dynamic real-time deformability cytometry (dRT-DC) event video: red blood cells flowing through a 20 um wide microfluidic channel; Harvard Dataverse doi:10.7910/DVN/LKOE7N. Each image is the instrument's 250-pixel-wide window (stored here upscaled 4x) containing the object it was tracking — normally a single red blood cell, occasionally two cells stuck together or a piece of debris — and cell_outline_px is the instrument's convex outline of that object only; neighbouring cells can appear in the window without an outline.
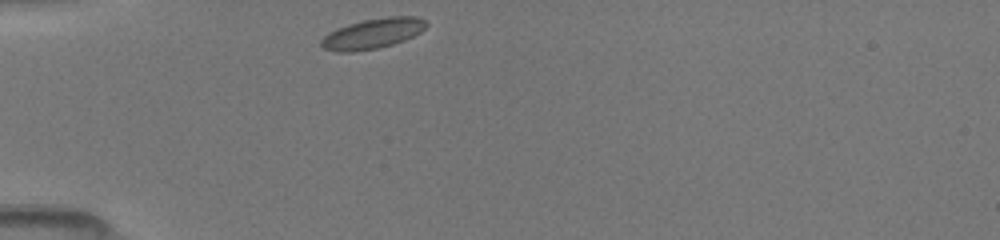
{"species": "common noctule bat (a hibernating species)", "species_latin": "Nyctalus noctula", "temperature_condition": "room temperature", "stored_images_in_passage": 20, "camera_frame_rate_fps": 3000, "um_per_image_px": 0.085, "animal": {"sex": "female", "body_mass_g": 19.5, "forearm_length_mm": 54.1}, "frame": {"image": 1, "passage_image": 1, "time_ms": 0.0, "image_size_px": [1000, 240], "cell_outline_px": [[428, 24], [420, 32], [404, 40], [392, 44], [376, 48], [352, 52], [336, 52], [324, 48], [320, 44], [320, 40], [328, 32], [348, 24], [364, 20], [388, 16], [416, 16], [424, 20]], "centroid_in_image_um": [31.66, 2.85], "position_along_channel_um": 53.3, "area_um2": 18.38}}
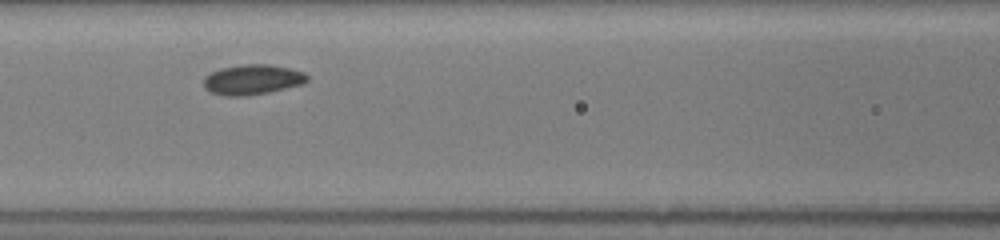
{"frame": {"image": 2, "passage_image": 14, "time_ms": 2.667, "image_size_px": [1000, 240], "cell_outline_px": [[308, 80], [304, 84], [268, 92], [248, 96], [224, 96], [212, 92], [204, 88], [204, 76], [220, 68], [244, 64], [268, 64], [288, 68], [304, 72], [308, 76]], "centroid_in_image_um": [21.46, 6.77], "position_along_channel_um": 145.1, "area_um2": 18.21}}
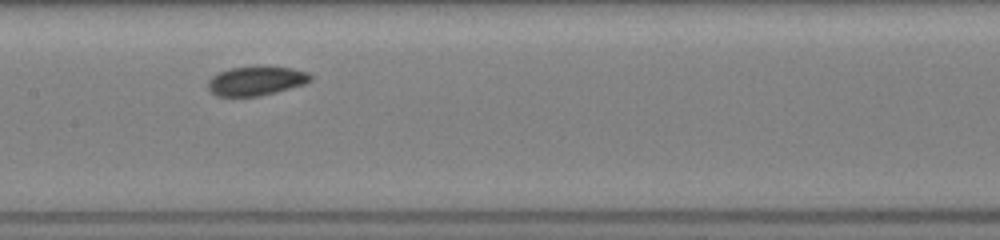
{"frame": {"image": 3, "passage_image": 19, "time_ms": 3.667, "image_size_px": [1000, 240], "cell_outline_px": [[312, 80], [304, 84], [276, 92], [260, 96], [216, 96], [208, 88], [208, 80], [212, 76], [220, 72], [232, 68], [256, 64], [292, 68], [308, 72], [312, 76]], "centroid_in_image_um": [21.79, 6.84], "position_along_channel_um": 185.6, "area_um2": 17.8}}